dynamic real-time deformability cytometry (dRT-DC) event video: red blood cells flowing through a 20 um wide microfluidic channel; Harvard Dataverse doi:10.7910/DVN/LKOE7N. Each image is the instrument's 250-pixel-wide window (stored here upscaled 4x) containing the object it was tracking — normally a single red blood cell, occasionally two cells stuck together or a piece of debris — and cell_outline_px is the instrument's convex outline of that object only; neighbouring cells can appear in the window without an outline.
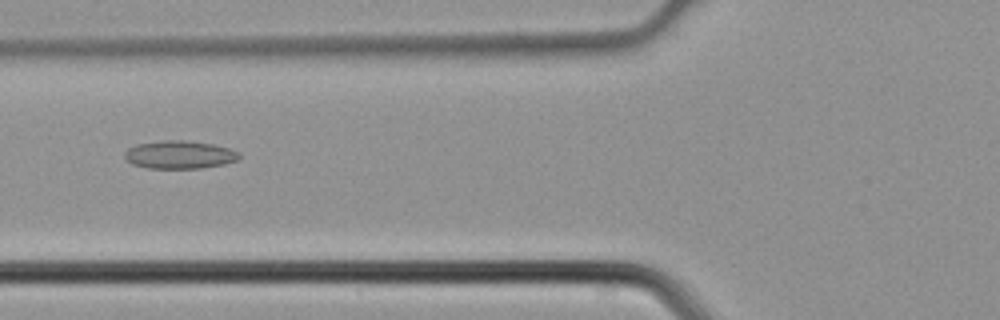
{"species": "common noctule bat (a hibernating species)", "species_latin": "Nyctalus noctula", "temperature_condition": "cold", "stored_images_in_passage": 4, "camera_frame_rate_fps": 3000, "um_per_image_px": 0.085, "animal": {"sex": "male", "body_mass_g": 21.5, "forearm_length_mm": 52.0}, "frame": {"image": 1, "passage_image": 4, "time_ms": 1.0, "image_size_px": [1000, 320], "cell_outline_px": [[240, 156], [236, 160], [224, 164], [200, 168], [148, 168], [132, 164], [124, 156], [124, 152], [128, 148], [136, 144], [164, 140], [184, 140], [212, 144], [228, 148], [240, 152]], "centroid_in_image_um": [15.24, 13.14], "position_along_channel_um": 110.6, "area_um2": 18.61}}